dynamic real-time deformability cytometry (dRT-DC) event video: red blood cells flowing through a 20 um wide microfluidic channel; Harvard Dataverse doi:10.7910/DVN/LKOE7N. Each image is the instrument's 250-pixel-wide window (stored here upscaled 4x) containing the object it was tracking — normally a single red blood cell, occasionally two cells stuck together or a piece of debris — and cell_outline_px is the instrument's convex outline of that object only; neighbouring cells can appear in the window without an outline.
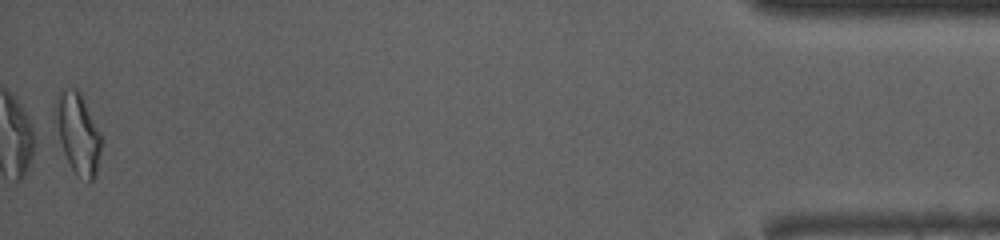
{"species": "common noctule bat (a hibernating species)", "species_latin": "Nyctalus noctula", "temperature_condition": "room temperature", "stored_images_in_passage": 45, "camera_frame_rate_fps": 3000, "um_per_image_px": 0.085, "animal": {"sex": "male", "body_mass_g": 13.0, "forearm_length_mm": 53.1}, "frame": {"image": 1, "passage_image": 45, "time_ms": 14.667, "image_size_px": [1000, 240], "cell_outline_px": [[100, 152], [96, 176], [92, 180], [88, 180], [76, 172], [72, 168], [64, 152], [60, 140], [52, 108], [52, 104], [60, 88], [76, 88], [80, 92], [100, 132]], "centroid_in_image_um": [6.58, 11.22], "position_along_channel_um": 428.6, "area_um2": 21.39}, "authors_computed_cell_mechanics": {"area_um2": 19.074, "velocity_mm_per_s": 4.0799, "shape_relaxation_time_tau1_ms": null, "shape_relaxation_time_tau2_ms": 1.6669, "deformation_change_tau1": null, "deformation_change_tau2": 0.1024}}